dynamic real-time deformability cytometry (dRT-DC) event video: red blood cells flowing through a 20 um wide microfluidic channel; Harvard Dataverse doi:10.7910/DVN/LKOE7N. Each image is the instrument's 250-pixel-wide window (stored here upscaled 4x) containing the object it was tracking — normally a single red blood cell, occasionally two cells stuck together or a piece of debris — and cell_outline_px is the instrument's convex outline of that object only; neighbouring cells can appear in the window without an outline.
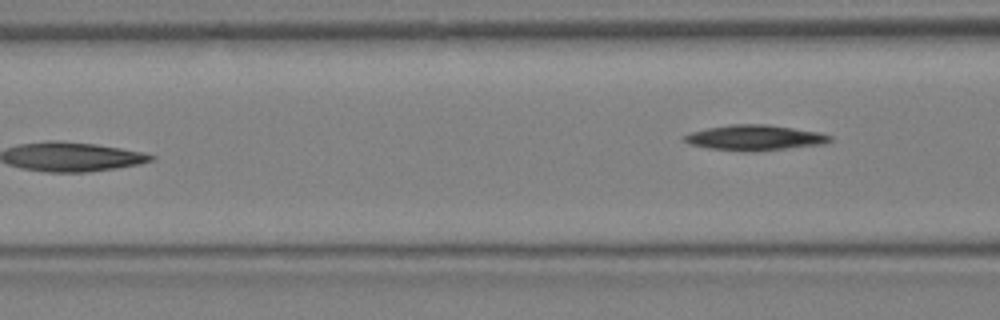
{"species": "Egyptian fruit bat (a non-hibernating species)", "species_latin": "Rousettus aegyptiacus", "temperature_condition": "warm", "stored_images_in_passage": 9, "segment_of_instrument_passage": [2, 2], "camera_frame_rate_fps": 3000, "um_per_image_px": 0.085, "animal": {"sex": "female"}, "frame": {"image": 1, "passage_image": 9, "time_ms": 2.667, "image_size_px": [1000, 320], "cell_outline_px": [[832, 140], [824, 144], [752, 152], [708, 148], [688, 144], [684, 140], [684, 136], [692, 132], [708, 128], [732, 124], [768, 124], [820, 132], [832, 136]], "centroid_in_image_um": [64.18, 11.7], "position_along_channel_um": 102.4, "area_um2": 21.5}}